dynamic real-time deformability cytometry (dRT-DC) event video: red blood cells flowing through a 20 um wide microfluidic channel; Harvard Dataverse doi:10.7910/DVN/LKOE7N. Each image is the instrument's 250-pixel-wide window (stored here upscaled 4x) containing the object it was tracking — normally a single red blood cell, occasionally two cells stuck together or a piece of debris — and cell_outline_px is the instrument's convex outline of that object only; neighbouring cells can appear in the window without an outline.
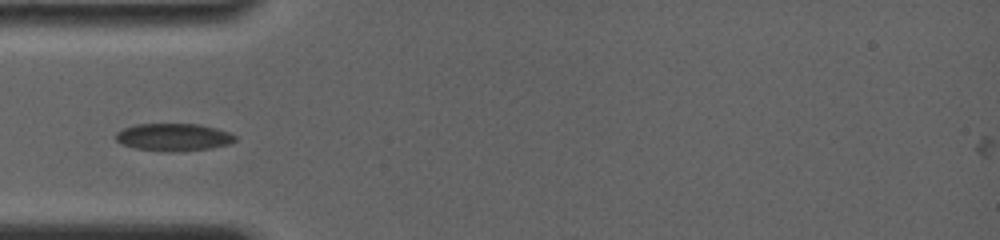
{"species": "common noctule bat (a hibernating species)", "species_latin": "Nyctalus noctula", "temperature_condition": "room temperature", "stored_images_in_passage": 49, "camera_frame_rate_fps": 4000, "um_per_image_px": 0.085, "animal": {"sex": "female", "body_mass_g": 19.0, "forearm_length_mm": 56.7}, "frame": {"image": 1, "passage_image": 1, "time_ms": 0.0, "image_size_px": [1000, 240], "cell_outline_px": [[236, 140], [228, 144], [212, 148], [176, 152], [164, 152], [136, 148], [124, 144], [116, 140], [116, 132], [124, 128], [136, 124], [200, 124], [216, 128], [228, 132], [236, 136]], "centroid_in_image_um": [14.77, 11.66], "position_along_channel_um": 70.2, "area_um2": 19.13}}
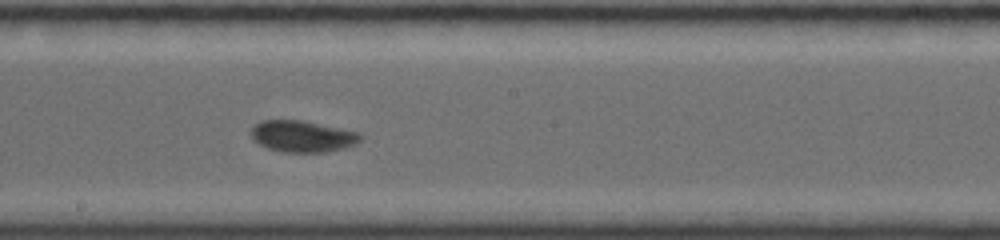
{"frame": {"image": 2, "passage_image": 22, "time_ms": 4.0, "image_size_px": [1000, 240], "cell_outline_px": [[364, 136], [356, 144], [344, 148], [324, 152], [284, 152], [268, 148], [260, 144], [252, 136], [252, 128], [260, 120], [300, 120], [360, 132]], "centroid_in_image_um": [25.75, 11.58], "position_along_channel_um": 222.4, "area_um2": 19.88}}
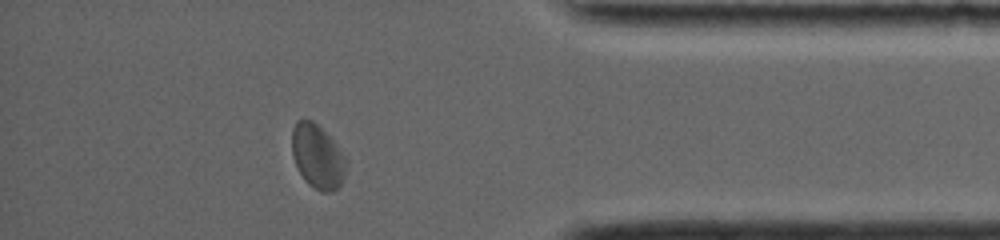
{"frame": {"image": 3, "passage_image": 43, "time_ms": 9.25, "image_size_px": [1000, 240], "cell_outline_px": [[344, 176], [340, 184], [332, 192], [320, 192], [308, 184], [304, 180], [292, 156], [292, 128], [296, 120], [312, 120], [332, 140], [344, 156]], "centroid_in_image_um": [26.94, 13.31], "position_along_channel_um": 408.3, "area_um2": 19.77}}